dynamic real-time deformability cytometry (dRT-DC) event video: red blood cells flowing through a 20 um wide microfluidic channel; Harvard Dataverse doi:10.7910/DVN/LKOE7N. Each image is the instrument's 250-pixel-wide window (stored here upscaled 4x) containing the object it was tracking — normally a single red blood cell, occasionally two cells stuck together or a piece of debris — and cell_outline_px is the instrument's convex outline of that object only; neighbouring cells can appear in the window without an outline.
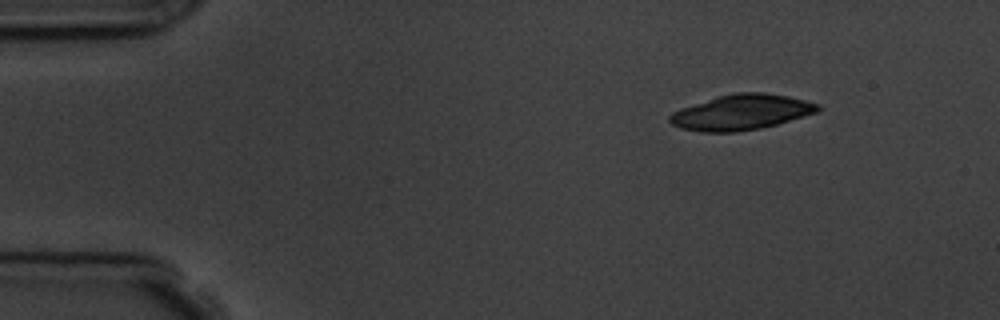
{"species": "common noctule bat (a hibernating species)", "species_latin": "Nyctalus noctula", "temperature_condition": "room temperature", "stored_images_in_passage": 3, "camera_frame_rate_fps": 3000, "um_per_image_px": 0.085, "animal": {"sex": "male", "body_mass_g": 19.5, "forearm_length_mm": 54.6}, "frame": {"image": 1, "passage_image": 1, "time_ms": 0.0, "image_size_px": [1000, 320], "cell_outline_px": [[820, 108], [816, 112], [804, 116], [776, 124], [760, 128], [736, 132], [700, 132], [680, 128], [672, 124], [668, 120], [668, 116], [672, 112], [680, 108], [716, 96], [732, 92], [764, 92], [788, 96], [820, 104]], "centroid_in_image_um": [62.96, 9.53], "position_along_channel_um": 22.0, "area_um2": 30.63}}